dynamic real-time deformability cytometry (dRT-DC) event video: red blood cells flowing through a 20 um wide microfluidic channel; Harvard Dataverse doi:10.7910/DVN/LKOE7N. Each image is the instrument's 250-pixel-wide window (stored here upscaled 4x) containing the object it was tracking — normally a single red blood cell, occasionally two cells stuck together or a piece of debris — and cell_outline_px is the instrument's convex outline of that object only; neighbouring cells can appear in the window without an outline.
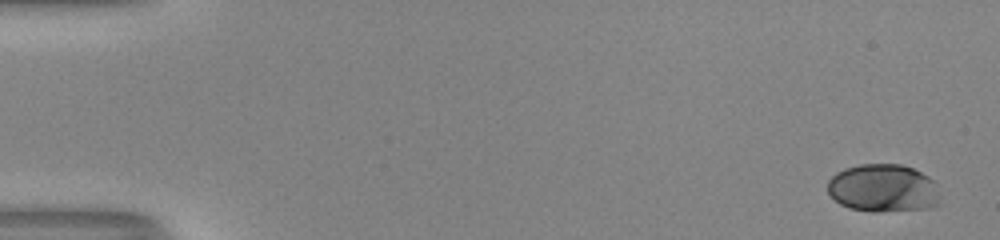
{"species": "human", "species_latin": "Homo sapiens", "temperature_condition": "room temperature", "stored_images_in_passage": 52, "camera_frame_rate_fps": 3000, "um_per_image_px": 0.085, "donor": {"sex": "male"}, "frame": {"image": 1, "passage_image": 1, "time_ms": 0.0, "image_size_px": [1000, 240], "cell_outline_px": [[940, 204], [928, 208], [880, 212], [872, 212], [848, 208], [840, 204], [828, 192], [828, 180], [836, 172], [844, 168], [860, 164], [900, 164], [912, 168], [928, 176], [932, 180]], "centroid_in_image_um": [75.02, 16.0], "position_along_channel_um": 10.0, "area_um2": 31.33}}
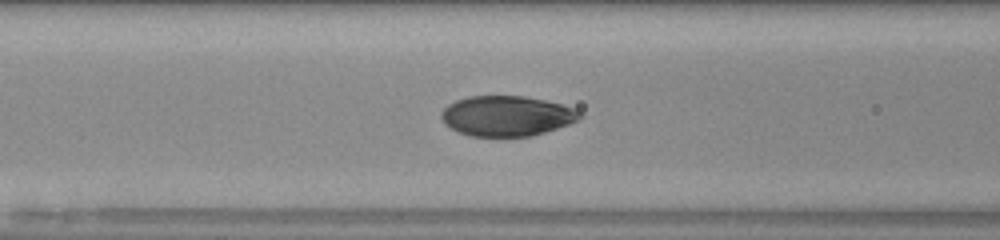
{"frame": {"image": 2, "passage_image": 22, "time_ms": 7.0, "image_size_px": [1000, 240], "cell_outline_px": [[584, 116], [580, 120], [532, 136], [472, 136], [460, 132], [444, 124], [440, 116], [440, 112], [448, 104], [456, 100], [468, 96], [524, 96], [544, 100], [560, 104], [572, 108], [580, 112]], "centroid_in_image_um": [43.06, 9.85], "position_along_channel_um": 123.5, "area_um2": 32.37}}
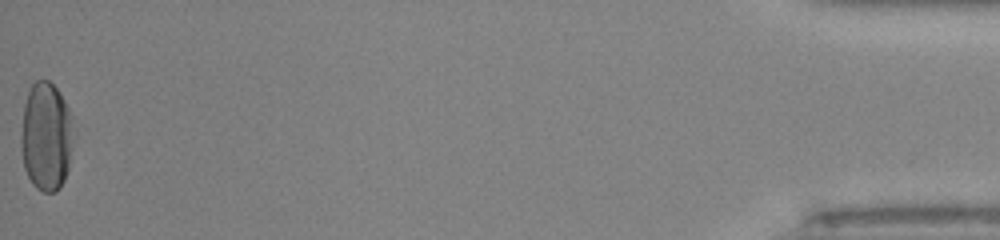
{"frame": {"image": 3, "passage_image": 52, "time_ms": 17.0, "image_size_px": [1000, 240], "cell_outline_px": [[76, 136], [68, 168], [64, 180], [60, 188], [56, 192], [44, 192], [36, 188], [32, 184], [24, 168], [20, 148], [20, 132], [24, 104], [28, 92], [32, 84], [36, 80], [48, 80], [60, 92], [72, 116]], "centroid_in_image_um": [3.94, 11.61], "position_along_channel_um": 431.3, "area_um2": 34.16}, "authors_computed_cell_mechanics": {"area_um2": 32.6281, "velocity_mm_per_s": 4.053, "shape_relaxation_time_tau1_ms": 3.8493, "shape_relaxation_time_tau2_ms": null, "deformation_change_tau1": 0.1782, "deformation_change_tau2": null}}